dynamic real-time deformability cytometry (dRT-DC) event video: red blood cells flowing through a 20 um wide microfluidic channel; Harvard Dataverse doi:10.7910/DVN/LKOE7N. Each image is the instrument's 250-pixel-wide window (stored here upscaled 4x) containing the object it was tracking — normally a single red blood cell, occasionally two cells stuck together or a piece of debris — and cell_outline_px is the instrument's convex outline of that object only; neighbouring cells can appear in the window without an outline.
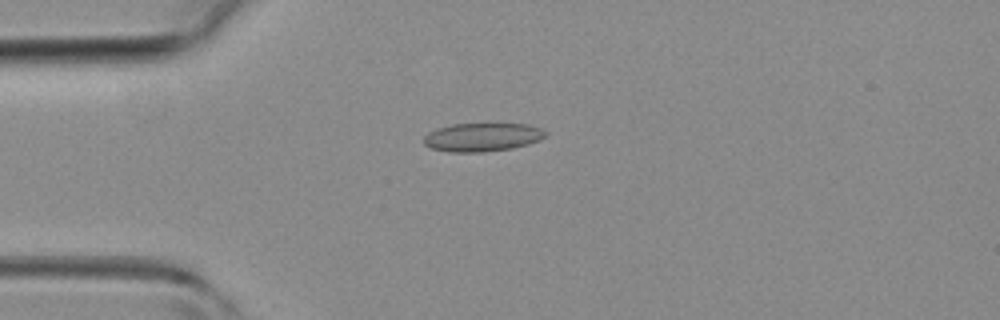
{"species": "common noctule bat (a hibernating species)", "species_latin": "Nyctalus noctula", "temperature_condition": "room temperature", "stored_images_in_passage": 15, "camera_frame_rate_fps": 3000, "um_per_image_px": 0.085, "animal": {"sex": "female", "body_mass_g": 19.3, "forearm_length_mm": 54.1}, "frame": {"image": 1, "passage_image": 2, "time_ms": 0.333, "image_size_px": [1000, 320], "cell_outline_px": [[548, 132], [544, 136], [528, 144], [512, 148], [480, 152], [448, 152], [432, 148], [424, 144], [424, 136], [428, 132], [436, 128], [452, 124], [528, 124], [540, 128]], "centroid_in_image_um": [40.95, 11.65], "position_along_channel_um": 44.0, "area_um2": 20.06}}
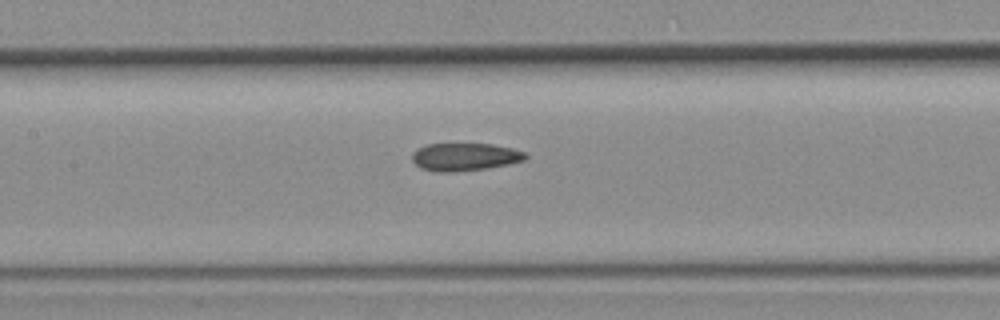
{"frame": {"image": 2, "passage_image": 11, "time_ms": 3.333, "image_size_px": [1000, 320], "cell_outline_px": [[528, 156], [524, 160], [508, 164], [488, 168], [448, 172], [436, 172], [420, 168], [412, 160], [412, 152], [428, 144], [492, 144], [512, 148], [524, 152]], "centroid_in_image_um": [39.5, 13.34], "position_along_channel_um": 167.9, "area_um2": 18.21}}
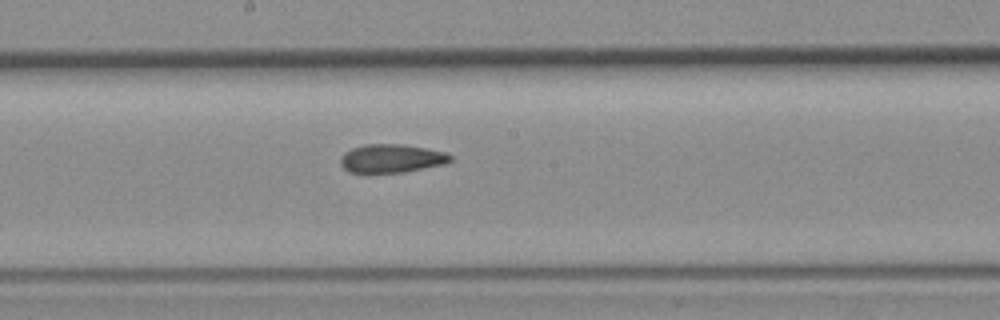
{"frame": {"image": 3, "passage_image": 14, "time_ms": 4.333, "image_size_px": [1000, 320], "cell_outline_px": [[452, 160], [444, 164], [404, 172], [348, 172], [340, 164], [340, 156], [344, 152], [352, 148], [364, 144], [404, 144], [444, 152], [452, 156]], "centroid_in_image_um": [33.24, 13.46], "position_along_channel_um": 215.0, "area_um2": 18.15}}